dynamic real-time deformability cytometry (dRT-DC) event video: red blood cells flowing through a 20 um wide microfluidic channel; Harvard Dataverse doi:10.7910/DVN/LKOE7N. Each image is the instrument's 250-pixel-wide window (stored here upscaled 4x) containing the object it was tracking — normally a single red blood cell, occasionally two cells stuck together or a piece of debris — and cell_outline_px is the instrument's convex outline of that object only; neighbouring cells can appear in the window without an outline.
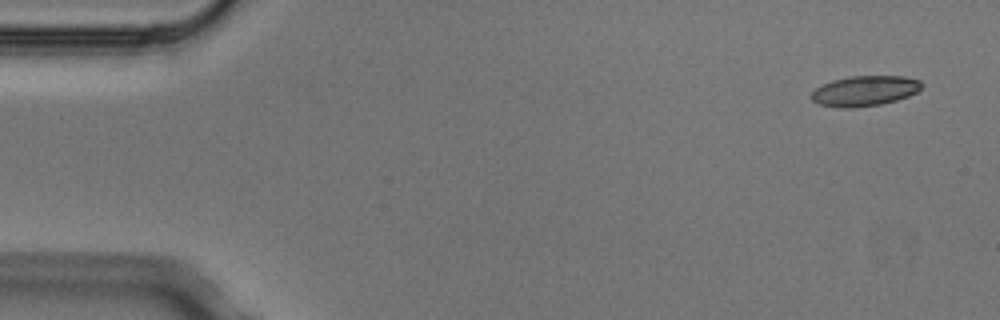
{"species": "Egyptian fruit bat (a non-hibernating species)", "species_latin": "Rousettus aegyptiacus", "temperature_condition": "cold", "stored_images_in_passage": 6, "camera_frame_rate_fps": 3000, "um_per_image_px": 0.085, "animal": {"sex": "male"}, "frame": {"image": 1, "passage_image": 1, "time_ms": 0.0, "image_size_px": [1000, 320], "cell_outline_px": [[924, 84], [916, 92], [908, 96], [896, 100], [880, 104], [852, 108], [840, 108], [820, 104], [812, 100], [812, 92], [816, 88], [832, 80], [852, 76], [904, 76], [920, 80]], "centroid_in_image_um": [73.52, 7.72], "position_along_channel_um": 11.5, "area_um2": 19.31}}
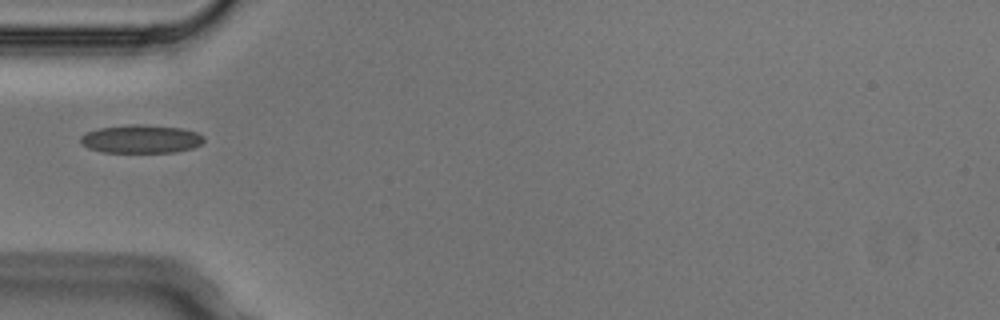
{"frame": {"image": 2, "passage_image": 5, "time_ms": 1.333, "image_size_px": [1000, 320], "cell_outline_px": [[204, 140], [200, 144], [192, 148], [176, 152], [104, 152], [88, 148], [80, 140], [80, 136], [88, 132], [100, 128], [128, 124], [140, 124], [180, 128], [196, 132], [204, 136]], "centroid_in_image_um": [12.0, 11.81], "position_along_channel_um": 73.0, "area_um2": 20.17}}
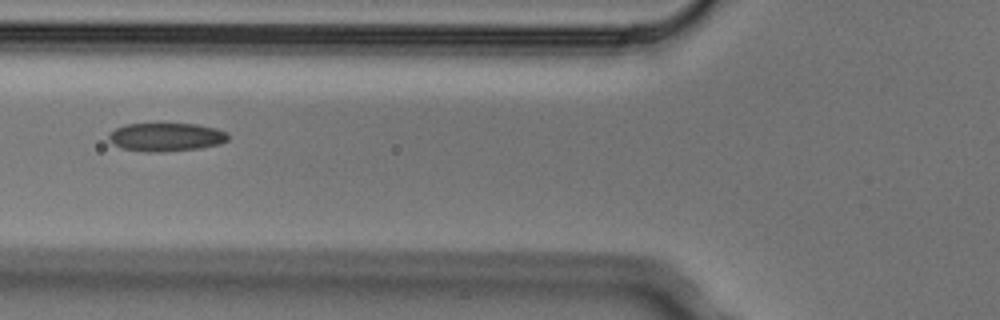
{"frame": {"image": 3, "passage_image": 6, "time_ms": 1.667, "image_size_px": [1000, 320], "cell_outline_px": [[228, 140], [220, 144], [200, 148], [160, 152], [144, 152], [120, 148], [112, 144], [108, 140], [108, 136], [116, 128], [124, 124], [196, 124], [216, 128], [228, 132]], "centroid_in_image_um": [14.11, 11.66], "position_along_channel_um": 111.7, "area_um2": 19.88}}